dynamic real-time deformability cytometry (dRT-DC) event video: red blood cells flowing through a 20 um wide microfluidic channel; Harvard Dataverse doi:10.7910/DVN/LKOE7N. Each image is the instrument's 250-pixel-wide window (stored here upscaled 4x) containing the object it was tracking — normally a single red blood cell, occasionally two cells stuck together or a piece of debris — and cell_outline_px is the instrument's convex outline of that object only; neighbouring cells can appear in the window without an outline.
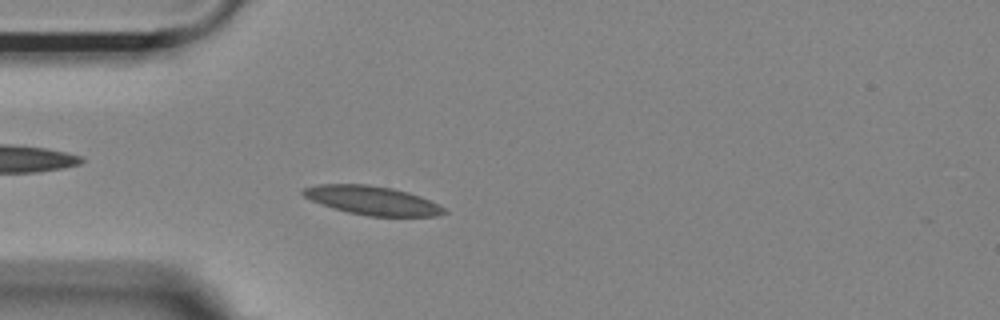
{"species": "Egyptian fruit bat (a non-hibernating species)", "species_latin": "Rousettus aegyptiacus", "temperature_condition": "room temperature", "stored_images_in_passage": 55, "camera_frame_rate_fps": 3000, "um_per_image_px": 0.085, "animal": {"sex": "female"}, "frame": {"image": 1, "passage_image": 15, "time_ms": 4.667, "image_size_px": [1000, 320], "cell_outline_px": [[448, 212], [436, 216], [368, 216], [348, 212], [332, 208], [320, 204], [304, 196], [300, 192], [304, 188], [320, 184], [368, 184], [392, 188], [408, 192], [420, 196], [440, 204]], "centroid_in_image_um": [31.66, 17.04], "position_along_channel_um": 53.3, "area_um2": 23.7}}
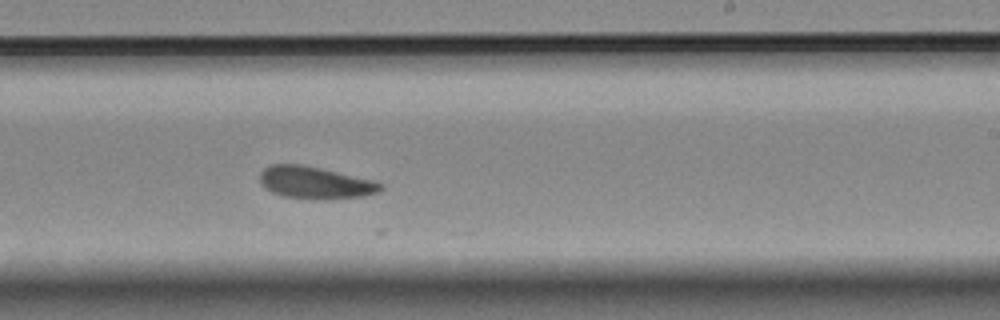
{"frame": {"image": 2, "passage_image": 33, "time_ms": 10.667, "image_size_px": [1000, 320], "cell_outline_px": [[384, 188], [380, 192], [364, 196], [284, 196], [272, 192], [264, 188], [260, 184], [260, 172], [264, 168], [272, 164], [300, 164], [320, 168], [376, 180], [384, 184]], "centroid_in_image_um": [26.8, 15.46], "position_along_channel_um": 262.2, "area_um2": 21.79}}
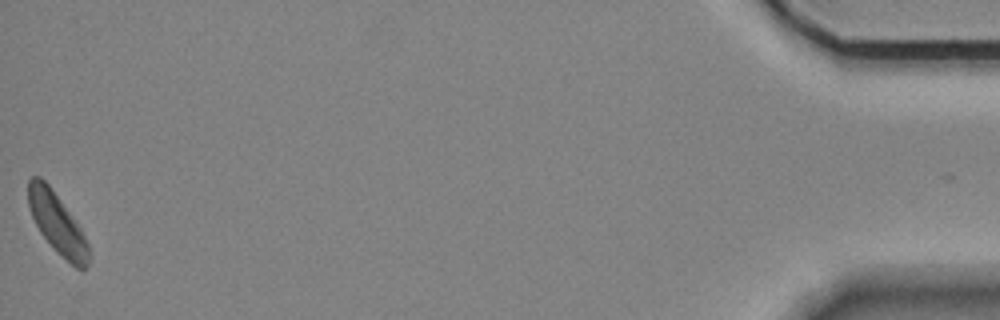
{"frame": {"image": 3, "passage_image": 55, "time_ms": 18.0, "image_size_px": [1000, 320], "cell_outline_px": [[88, 264], [84, 272], [76, 268], [40, 232], [32, 216], [28, 204], [28, 180], [32, 176], [40, 176], [48, 184], [80, 228], [88, 244]], "centroid_in_image_um": [4.84, 18.96], "position_along_channel_um": 430.4, "area_um2": 20.4}}